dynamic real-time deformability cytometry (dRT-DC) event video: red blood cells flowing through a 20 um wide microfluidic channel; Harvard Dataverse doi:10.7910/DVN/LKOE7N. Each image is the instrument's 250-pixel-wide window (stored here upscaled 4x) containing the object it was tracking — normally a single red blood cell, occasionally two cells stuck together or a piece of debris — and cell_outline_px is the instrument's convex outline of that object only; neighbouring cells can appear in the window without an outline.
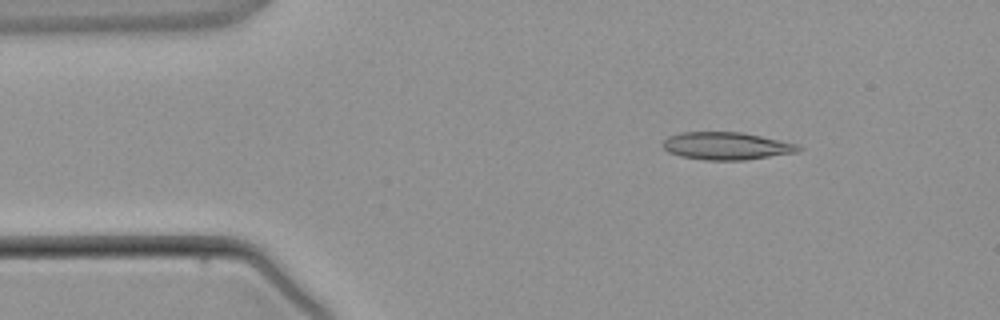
{"species": "common noctule bat (a hibernating species)", "species_latin": "Nyctalus noctula", "temperature_condition": "warm", "stored_images_in_passage": 4, "camera_frame_rate_fps": 3000, "um_per_image_px": 0.085, "animal": {"sex": "male", "body_mass_g": 21.5, "forearm_length_mm": 52.0}, "frame": {"image": 1, "passage_image": 2, "time_ms": 1.333, "image_size_px": [1000, 320], "cell_outline_px": [[804, 148], [796, 152], [744, 160], [704, 160], [680, 156], [668, 152], [664, 148], [664, 140], [668, 136], [680, 132], [740, 132], [760, 136], [796, 144]], "centroid_in_image_um": [61.71, 12.4], "position_along_channel_um": 23.3, "area_um2": 21.56}}
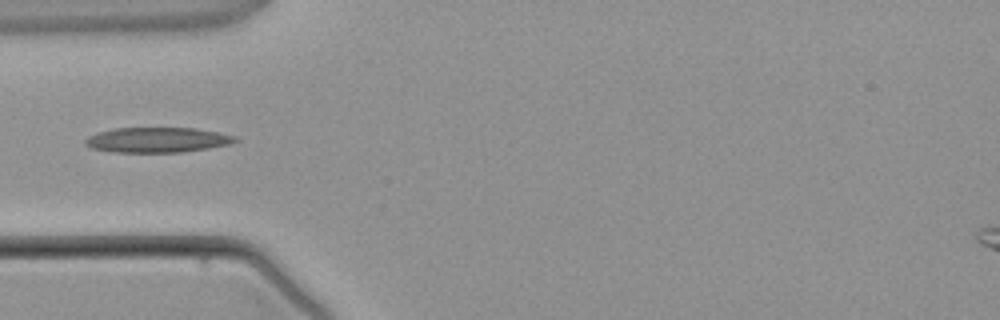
{"frame": {"image": 2, "passage_image": 4, "time_ms": 3.667, "image_size_px": [1000, 320], "cell_outline_px": [[240, 140], [232, 144], [184, 152], [112, 152], [92, 148], [84, 144], [84, 140], [88, 136], [96, 132], [116, 128], [196, 128], [236, 136]], "centroid_in_image_um": [13.38, 11.89], "position_along_channel_um": 71.6, "area_um2": 22.08}}